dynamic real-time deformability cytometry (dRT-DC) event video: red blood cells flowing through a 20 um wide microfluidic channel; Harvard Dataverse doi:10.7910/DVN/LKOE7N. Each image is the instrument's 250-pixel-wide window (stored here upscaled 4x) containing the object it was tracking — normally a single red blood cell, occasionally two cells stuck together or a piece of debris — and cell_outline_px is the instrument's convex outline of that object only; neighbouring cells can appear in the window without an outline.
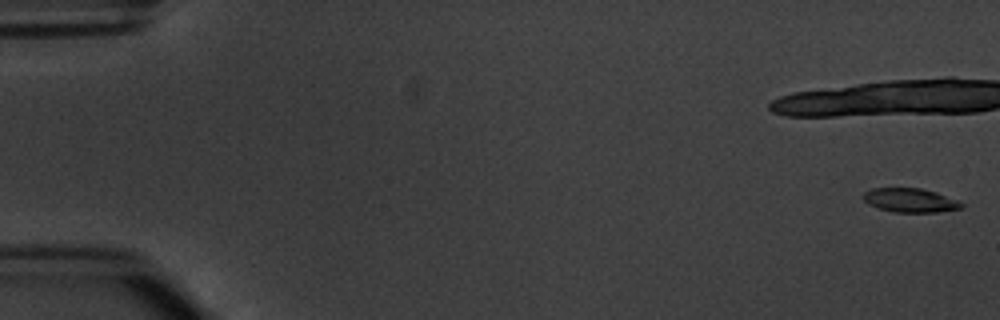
{"species": "common noctule bat (a hibernating species)", "species_latin": "Nyctalus noctula", "temperature_condition": "warm", "stored_images_in_passage": 9, "camera_frame_rate_fps": 3000, "um_per_image_px": 0.085, "animal": {"sex": "male", "body_mass_g": 20.1, "forearm_length_mm": 53.5}, "frame": {"image": 1, "passage_image": 1, "time_ms": 0.0, "image_size_px": [1000, 320], "cell_outline_px": [[964, 204], [960, 208], [936, 212], [892, 212], [868, 204], [860, 196], [864, 192], [872, 188], [920, 188], [936, 192], [956, 200]], "centroid_in_image_um": [77.3, 17.01], "position_along_channel_um": 7.7, "area_um2": 13.64}}
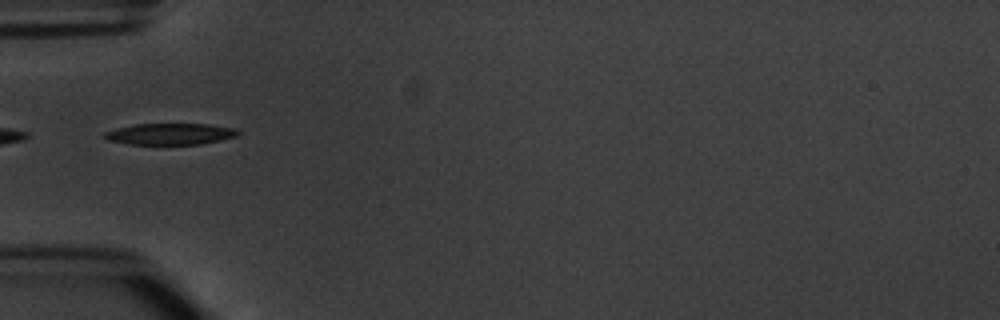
{"frame": {"image": 2, "passage_image": 6, "time_ms": 6.667, "image_size_px": [1000, 320], "cell_outline_px": [[240, 132], [236, 136], [220, 140], [200, 144], [128, 144], [108, 140], [100, 136], [104, 132], [116, 128], [136, 124], [208, 124], [236, 128]], "centroid_in_image_um": [14.43, 11.38], "position_along_channel_um": 70.6, "area_um2": 16.65}}
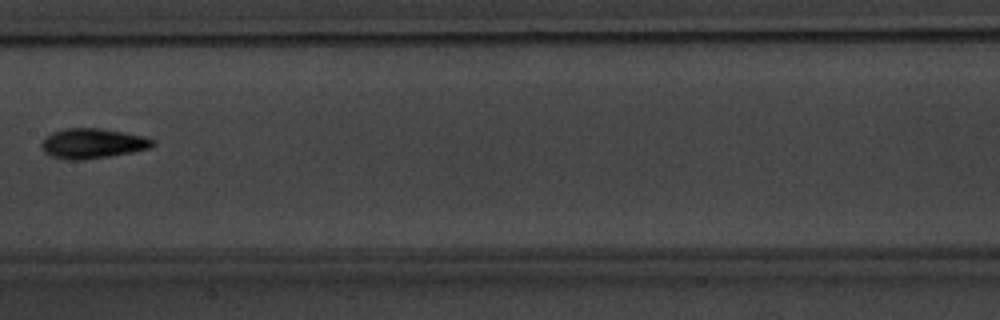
{"frame": {"image": 3, "passage_image": 9, "time_ms": 10.0, "image_size_px": [1000, 320], "cell_outline_px": [[156, 144], [152, 148], [132, 152], [84, 160], [64, 160], [52, 156], [44, 152], [40, 144], [52, 132], [64, 128], [100, 128], [148, 136]], "centroid_in_image_um": [7.9, 12.19], "position_along_channel_um": 199.5, "area_um2": 19.59}}